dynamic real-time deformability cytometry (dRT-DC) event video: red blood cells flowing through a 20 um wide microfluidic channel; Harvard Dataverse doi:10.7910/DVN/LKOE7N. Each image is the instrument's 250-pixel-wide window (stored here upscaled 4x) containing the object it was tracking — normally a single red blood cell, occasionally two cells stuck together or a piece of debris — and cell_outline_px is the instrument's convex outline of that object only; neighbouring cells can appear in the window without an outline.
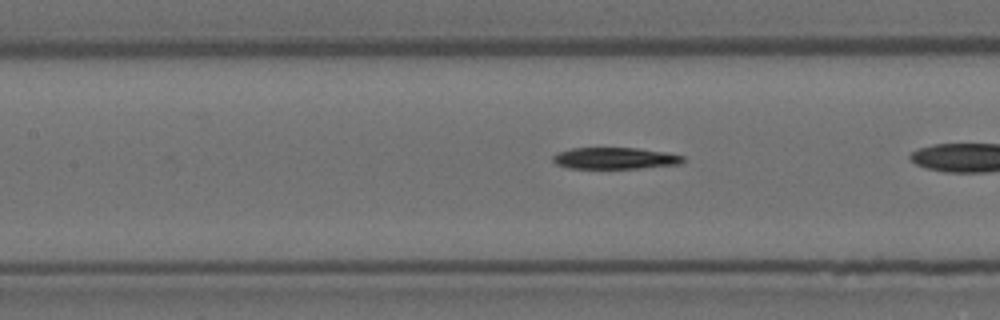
{"species": "Egyptian fruit bat (a non-hibernating species)", "species_latin": "Rousettus aegyptiacus", "temperature_condition": "room temperature", "stored_images_in_passage": 35, "camera_frame_rate_fps": 3000, "um_per_image_px": 0.085, "animal": {"sex": "female"}, "frame": {"image": 1, "passage_image": 16, "time_ms": 5.0, "image_size_px": [1000, 320], "cell_outline_px": [[684, 160], [680, 164], [640, 168], [568, 168], [556, 164], [552, 160], [552, 156], [556, 152], [572, 148], [636, 148], [664, 152], [684, 156]], "centroid_in_image_um": [52.23, 13.45], "position_along_channel_um": 155.2, "area_um2": 16.3}}
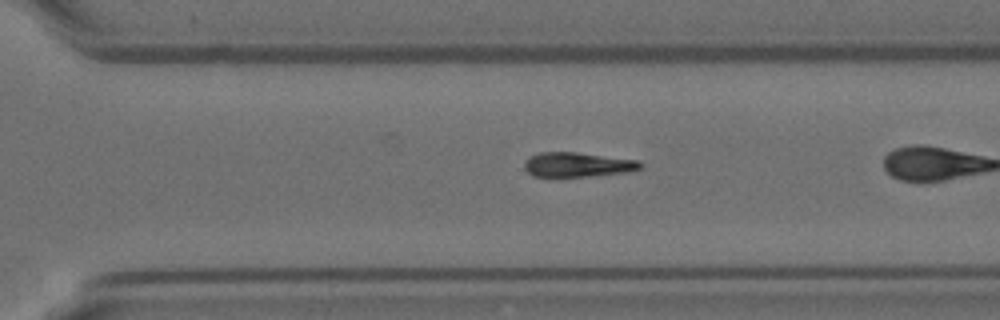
{"frame": {"image": 2, "passage_image": 30, "time_ms": 9.667, "image_size_px": [1000, 320], "cell_outline_px": [[640, 168], [628, 172], [588, 176], [532, 176], [524, 168], [524, 160], [528, 156], [540, 152], [576, 152], [640, 160]], "centroid_in_image_um": [49.05, 13.98], "position_along_channel_um": 321.6, "area_um2": 16.59}}